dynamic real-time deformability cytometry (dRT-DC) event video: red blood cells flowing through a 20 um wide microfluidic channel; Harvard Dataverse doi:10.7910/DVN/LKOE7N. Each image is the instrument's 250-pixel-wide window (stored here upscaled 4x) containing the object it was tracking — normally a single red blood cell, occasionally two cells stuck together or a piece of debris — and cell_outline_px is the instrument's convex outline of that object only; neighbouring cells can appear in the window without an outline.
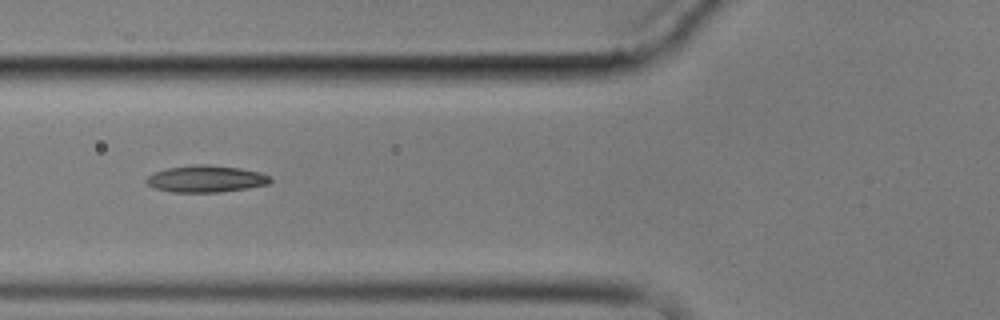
{"species": "common noctule bat (a hibernating species)", "species_latin": "Nyctalus noctula", "temperature_condition": "cold", "stored_images_in_passage": 5, "camera_frame_rate_fps": 3000, "um_per_image_px": 0.085, "animal": {"sex": "male", "body_mass_g": 17.9}, "frame": {"image": 1, "passage_image": 4, "time_ms": 3.333, "image_size_px": [1000, 320], "cell_outline_px": [[272, 180], [268, 184], [248, 188], [220, 192], [172, 192], [156, 188], [148, 184], [144, 180], [148, 176], [156, 172], [168, 168], [196, 164], [208, 164], [240, 168], [260, 172], [268, 176]], "centroid_in_image_um": [17.52, 15.2], "position_along_channel_um": 108.3, "area_um2": 19.25}}
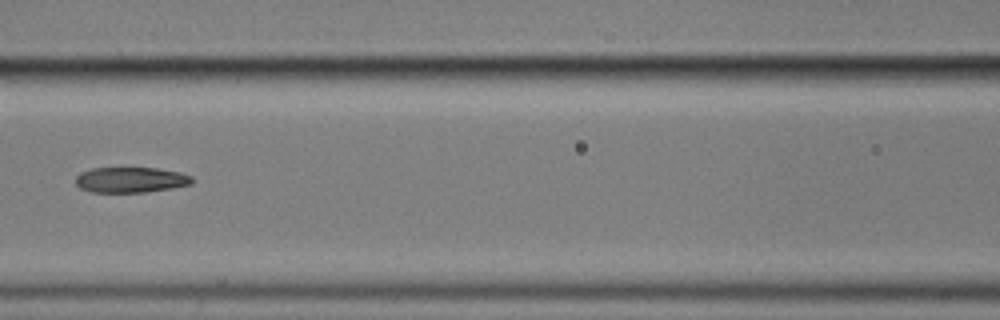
{"frame": {"image": 2, "passage_image": 5, "time_ms": 4.667, "image_size_px": [1000, 320], "cell_outline_px": [[192, 184], [172, 188], [144, 192], [92, 192], [80, 188], [76, 184], [76, 176], [80, 172], [92, 168], [156, 168], [180, 172], [192, 176]], "centroid_in_image_um": [11.11, 15.28], "position_along_channel_um": 155.5, "area_um2": 17.28}}